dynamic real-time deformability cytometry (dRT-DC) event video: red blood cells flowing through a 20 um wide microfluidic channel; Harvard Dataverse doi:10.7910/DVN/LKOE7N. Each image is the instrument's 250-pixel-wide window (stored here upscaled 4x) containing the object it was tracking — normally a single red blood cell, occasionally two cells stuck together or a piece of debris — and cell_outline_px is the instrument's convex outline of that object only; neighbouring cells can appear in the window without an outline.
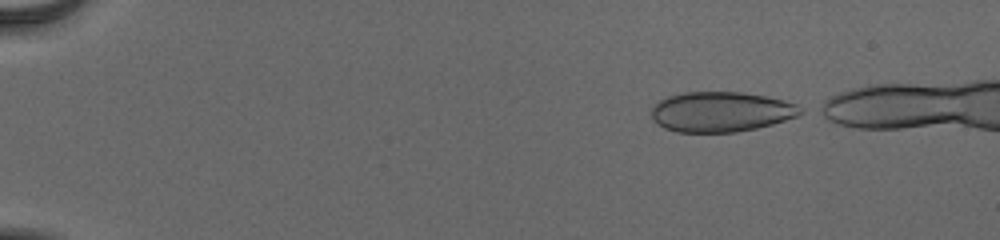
{"species": "human", "species_latin": "Homo sapiens", "temperature_condition": "cold", "stored_images_in_passage": 44, "camera_frame_rate_fps": 3000, "um_per_image_px": 0.085, "donor": {"sex": "male"}, "frame": {"image": 1, "passage_image": 1, "time_ms": 0.0, "image_size_px": [1000, 240], "cell_outline_px": [[804, 112], [796, 116], [772, 124], [756, 128], [736, 132], [676, 132], [664, 128], [656, 124], [652, 120], [652, 104], [668, 96], [684, 92], [740, 92], [764, 96], [784, 100], [796, 104], [804, 108]], "centroid_in_image_um": [61.26, 9.5], "position_along_channel_um": 23.7, "area_um2": 34.97}}
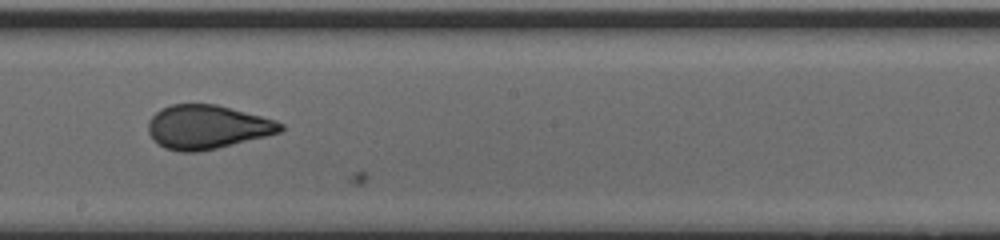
{"frame": {"image": 2, "passage_image": 26, "time_ms": 8.333, "image_size_px": [1000, 240], "cell_outline_px": [[284, 128], [280, 132], [216, 148], [196, 152], [180, 152], [164, 148], [152, 140], [148, 132], [148, 120], [160, 108], [172, 104], [216, 104], [276, 120], [284, 124]], "centroid_in_image_um": [17.56, 10.79], "position_along_channel_um": 230.6, "area_um2": 33.76}}
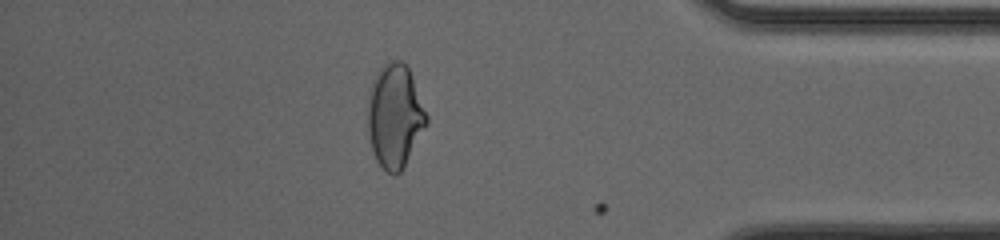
{"frame": {"image": 3, "passage_image": 41, "time_ms": 13.333, "image_size_px": [1000, 240], "cell_outline_px": [[428, 124], [400, 172], [396, 176], [392, 176], [376, 160], [368, 136], [368, 100], [372, 80], [376, 72], [388, 60], [400, 60], [408, 68], [428, 116]], "centroid_in_image_um": [33.55, 9.86], "position_along_channel_um": 401.6, "area_um2": 35.32}}